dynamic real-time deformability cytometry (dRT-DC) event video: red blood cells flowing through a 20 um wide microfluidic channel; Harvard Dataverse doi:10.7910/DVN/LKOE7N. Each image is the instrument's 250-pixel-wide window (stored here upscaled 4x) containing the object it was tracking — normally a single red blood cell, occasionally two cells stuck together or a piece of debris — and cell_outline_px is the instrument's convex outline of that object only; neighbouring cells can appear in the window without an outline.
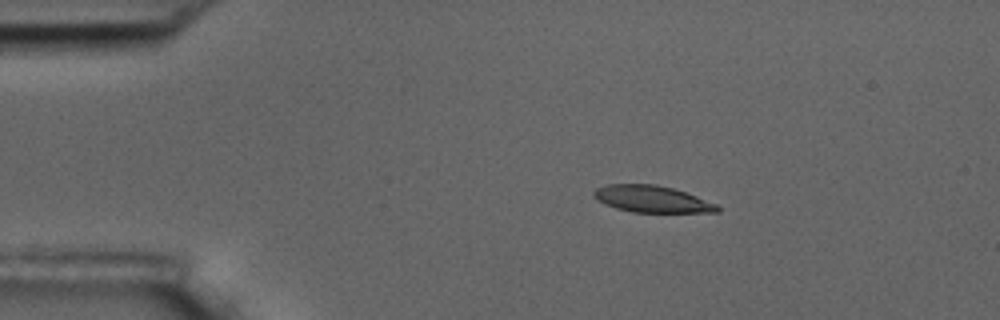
{"species": "common noctule bat (a hibernating species)", "species_latin": "Nyctalus noctula", "temperature_condition": "room temperature", "stored_images_in_passage": 4, "camera_frame_rate_fps": 3000, "um_per_image_px": 0.085, "animal": {"sex": "male", "body_mass_g": 17.5, "forearm_length_mm": 52.3}, "frame": {"image": 1, "passage_image": 1, "time_ms": 0.0, "image_size_px": [1000, 320], "cell_outline_px": [[720, 212], [632, 212], [616, 208], [604, 204], [592, 196], [592, 192], [596, 188], [608, 184], [656, 184], [672, 188], [696, 196], [716, 204], [720, 208]], "centroid_in_image_um": [55.37, 16.91], "position_along_channel_um": 29.6, "area_um2": 19.19}}
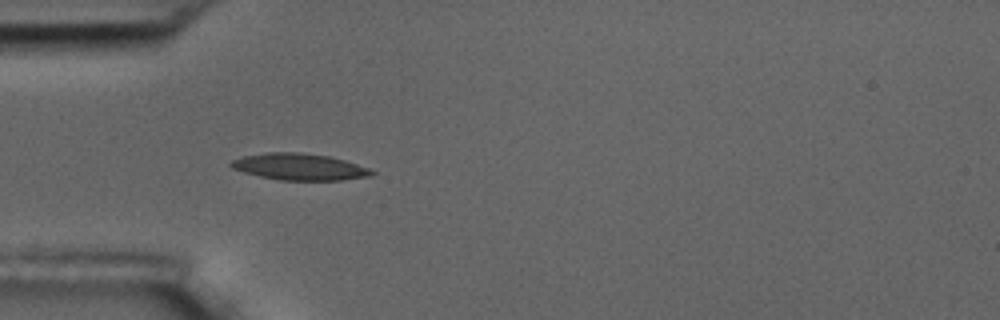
{"frame": {"image": 2, "passage_image": 3, "time_ms": 2.333, "image_size_px": [1000, 320], "cell_outline_px": [[376, 172], [372, 176], [340, 180], [280, 180], [260, 176], [244, 172], [232, 168], [228, 164], [232, 160], [240, 156], [268, 152], [300, 152], [328, 156], [344, 160], [368, 168]], "centroid_in_image_um": [25.42, 14.17], "position_along_channel_um": 59.6, "area_um2": 21.79}}